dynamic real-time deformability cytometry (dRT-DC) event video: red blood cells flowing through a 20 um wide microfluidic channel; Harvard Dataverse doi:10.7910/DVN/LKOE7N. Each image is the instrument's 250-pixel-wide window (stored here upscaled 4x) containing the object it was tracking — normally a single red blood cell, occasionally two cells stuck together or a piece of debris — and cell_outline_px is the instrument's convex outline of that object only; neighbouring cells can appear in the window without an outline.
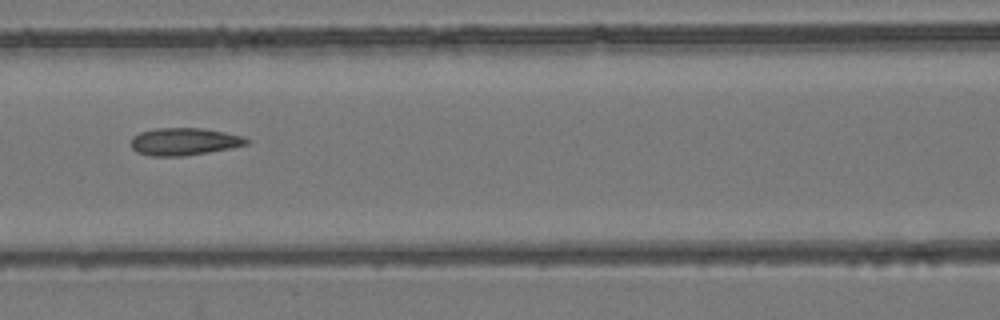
{"species": "common noctule bat (a hibernating species)", "species_latin": "Nyctalus noctula", "temperature_condition": "room temperature", "stored_images_in_passage": 4, "camera_frame_rate_fps": 3000, "um_per_image_px": 0.085, "animal": {"sex": "female", "body_mass_g": 24.6, "forearm_length_mm": 56.2}, "frame": {"image": 1, "passage_image": 4, "time_ms": 3.667, "image_size_px": [1000, 320], "cell_outline_px": [[252, 140], [248, 144], [232, 148], [184, 156], [152, 156], [136, 152], [132, 148], [132, 136], [140, 132], [156, 128], [200, 128], [224, 132], [244, 136]], "centroid_in_image_um": [15.68, 12.03], "position_along_channel_um": 150.9, "area_um2": 18.55}}